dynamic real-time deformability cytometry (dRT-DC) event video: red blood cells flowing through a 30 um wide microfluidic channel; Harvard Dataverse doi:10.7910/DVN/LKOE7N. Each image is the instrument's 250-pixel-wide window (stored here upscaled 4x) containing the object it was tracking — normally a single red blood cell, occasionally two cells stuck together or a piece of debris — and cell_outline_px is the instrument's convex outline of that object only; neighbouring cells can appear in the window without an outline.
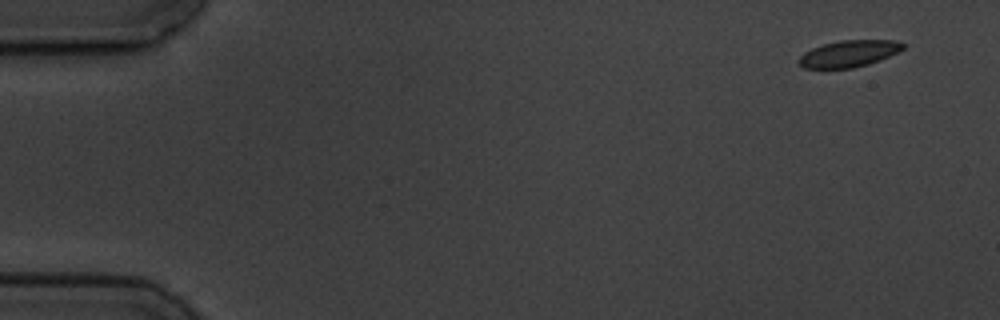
{"species": "common noctule bat (a hibernating species)", "species_latin": "Nyctalus noctula", "temperature_condition": "cold", "stored_images_in_passage": 13, "camera_frame_rate_fps": 3000, "um_per_image_px": 0.085, "animal": {"sex": "male", "body_mass_g": 19.5, "forearm_length_mm": 54.6}, "frame": {"image": 1, "passage_image": 1, "time_ms": 0.0, "image_size_px": [1000, 320], "cell_outline_px": [[904, 48], [880, 60], [868, 64], [852, 68], [804, 68], [796, 60], [804, 52], [812, 48], [824, 44], [840, 40], [896, 40], [904, 44]], "centroid_in_image_um": [72.13, 4.56], "position_along_channel_um": 12.9, "area_um2": 16.07}}
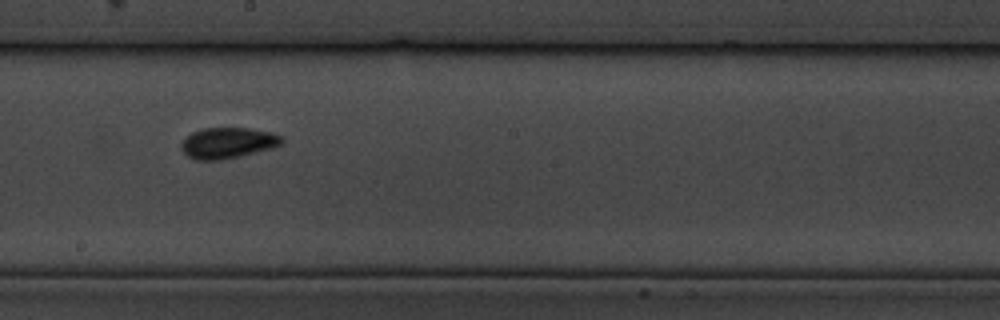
{"frame": {"image": 2, "passage_image": 8, "time_ms": 9.667, "image_size_px": [1000, 320], "cell_outline_px": [[284, 140], [280, 144], [272, 148], [240, 156], [220, 160], [196, 160], [188, 156], [180, 148], [180, 144], [192, 132], [204, 128], [248, 128], [272, 132], [284, 136]], "centroid_in_image_um": [19.38, 12.14], "position_along_channel_um": 228.8, "area_um2": 18.09}}
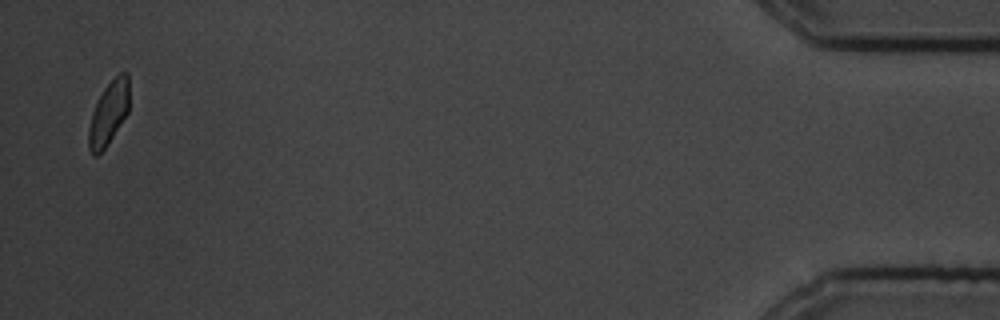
{"frame": {"image": 3, "passage_image": 13, "time_ms": 17.667, "image_size_px": [1000, 320], "cell_outline_px": [[128, 112], [108, 144], [96, 156], [92, 156], [88, 148], [88, 128], [92, 112], [104, 88], [120, 72], [128, 72]], "centroid_in_image_um": [9.22, 9.65], "position_along_channel_um": 426.0, "area_um2": 14.85}, "authors_computed_cell_mechanics": {"area_um2": 16.9354, "velocity_mm_per_s": 3.5113, "shape_relaxation_time_tau1_ms": 1.6598, "shape_relaxation_time_tau2_ms": 1.2337, "deformation_change_tau1": 0.0787, "deformation_change_tau2": 0.0325}}